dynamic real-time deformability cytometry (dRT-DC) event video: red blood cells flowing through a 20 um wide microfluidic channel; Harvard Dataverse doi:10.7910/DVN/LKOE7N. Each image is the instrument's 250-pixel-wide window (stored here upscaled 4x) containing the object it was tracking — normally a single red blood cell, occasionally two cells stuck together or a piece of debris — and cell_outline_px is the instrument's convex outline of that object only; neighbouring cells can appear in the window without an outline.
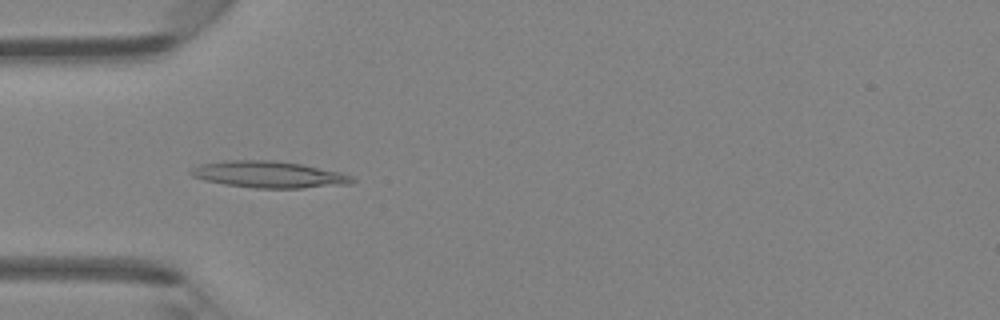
{"species": "Egyptian fruit bat (a non-hibernating species)", "species_latin": "Rousettus aegyptiacus", "temperature_condition": "room temperature", "stored_images_in_passage": 36, "camera_frame_rate_fps": 3000, "um_per_image_px": 0.085, "animal": {"sex": "female"}, "frame": {"image": 1, "passage_image": 5, "time_ms": 1.333, "image_size_px": [1000, 320], "cell_outline_px": [[356, 180], [352, 184], [300, 188], [256, 188], [224, 184], [204, 180], [192, 176], [188, 172], [192, 168], [200, 164], [224, 160], [272, 160], [300, 164], [340, 172], [352, 176]], "centroid_in_image_um": [22.84, 14.83], "position_along_channel_um": 62.2, "area_um2": 25.03}}
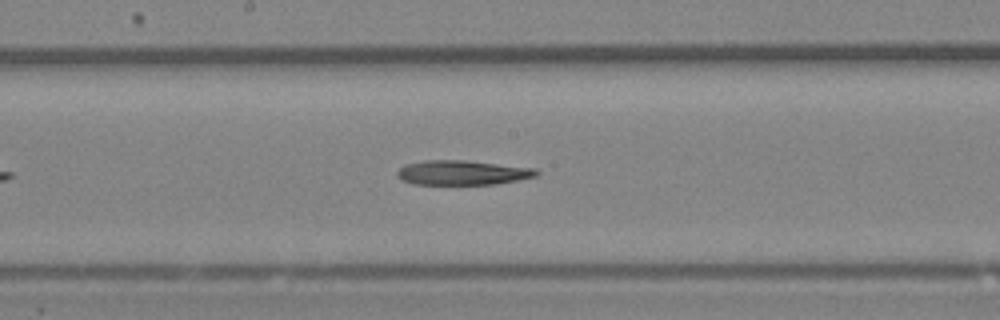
{"frame": {"image": 2, "passage_image": 15, "time_ms": 4.667, "image_size_px": [1000, 320], "cell_outline_px": [[540, 172], [536, 176], [496, 184], [412, 184], [400, 180], [396, 176], [396, 172], [404, 164], [424, 160], [464, 160], [536, 168]], "centroid_in_image_um": [39.26, 14.67], "position_along_channel_um": 208.9, "area_um2": 20.06}}
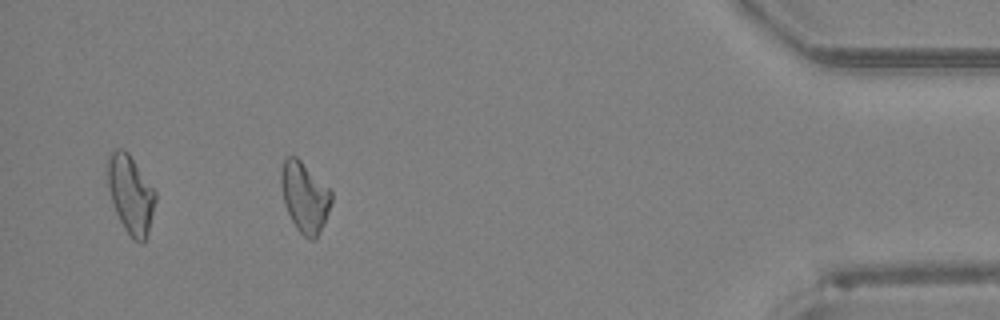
{"frame": {"image": 3, "passage_image": 32, "time_ms": 10.333, "image_size_px": [1000, 320], "cell_outline_px": [[332, 200], [324, 224], [316, 240], [312, 240], [304, 236], [296, 228], [284, 204], [280, 184], [280, 172], [284, 160], [288, 156], [296, 156], [332, 192]], "centroid_in_image_um": [25.88, 16.77], "position_along_channel_um": 409.3, "area_um2": 20.46}}